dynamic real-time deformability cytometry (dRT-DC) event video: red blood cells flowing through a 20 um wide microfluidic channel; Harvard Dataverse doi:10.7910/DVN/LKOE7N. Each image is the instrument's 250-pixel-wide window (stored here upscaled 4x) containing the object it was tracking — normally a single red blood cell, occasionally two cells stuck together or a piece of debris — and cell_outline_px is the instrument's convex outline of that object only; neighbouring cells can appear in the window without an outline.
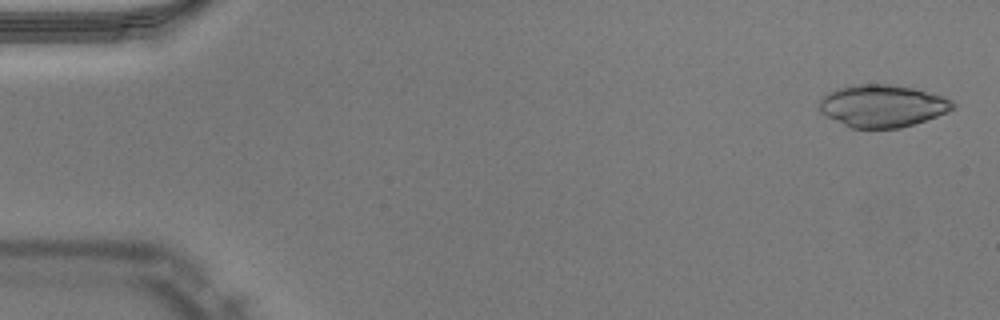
{"species": "Egyptian fruit bat (a non-hibernating species)", "species_latin": "Rousettus aegyptiacus", "temperature_condition": "warm", "stored_images_in_passage": 50, "camera_frame_rate_fps": 3000, "um_per_image_px": 0.085, "animal": {"sex": "male"}, "frame": {"image": 1, "passage_image": 2, "time_ms": 0.333, "image_size_px": [1000, 320], "cell_outline_px": [[956, 108], [948, 112], [900, 128], [852, 128], [824, 116], [820, 112], [820, 100], [828, 92], [836, 88], [860, 84], [888, 84], [912, 88], [940, 96], [952, 100], [956, 104]], "centroid_in_image_um": [74.98, 9.0], "position_along_channel_um": 10.0, "area_um2": 32.71}}